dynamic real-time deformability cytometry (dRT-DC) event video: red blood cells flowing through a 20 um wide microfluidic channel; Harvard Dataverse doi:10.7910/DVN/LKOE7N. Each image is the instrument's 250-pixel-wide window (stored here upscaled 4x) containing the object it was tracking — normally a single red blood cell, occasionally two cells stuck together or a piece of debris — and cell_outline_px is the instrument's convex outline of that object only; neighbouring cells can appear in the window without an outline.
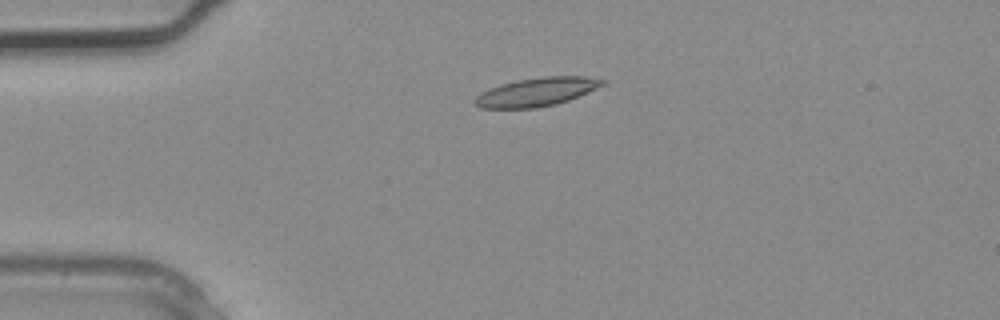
{"species": "common noctule bat (a hibernating species)", "species_latin": "Nyctalus noctula", "temperature_condition": "warm", "stored_images_in_passage": 2, "camera_frame_rate_fps": 3000, "um_per_image_px": 0.085, "animal": {"sex": "male", "body_mass_g": 20.4}, "frame": {"image": 1, "passage_image": 2, "time_ms": 0.333, "image_size_px": [1000, 320], "cell_outline_px": [[608, 80], [604, 84], [596, 88], [568, 100], [556, 104], [536, 108], [480, 108], [472, 100], [476, 96], [500, 84], [516, 80], [544, 76], [584, 76]], "centroid_in_image_um": [45.62, 7.81], "position_along_channel_um": 39.4, "area_um2": 21.04}}